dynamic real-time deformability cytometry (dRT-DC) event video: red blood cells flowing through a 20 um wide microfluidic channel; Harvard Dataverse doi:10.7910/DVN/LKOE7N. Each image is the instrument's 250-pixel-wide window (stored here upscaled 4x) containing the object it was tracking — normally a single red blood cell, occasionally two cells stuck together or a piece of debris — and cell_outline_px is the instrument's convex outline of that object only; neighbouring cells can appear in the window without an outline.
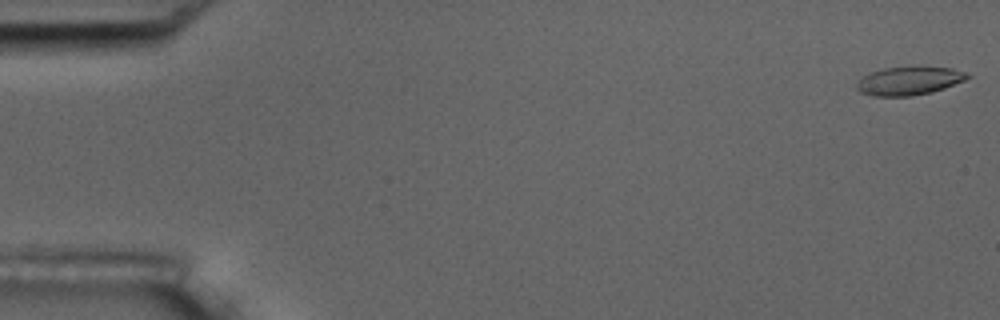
{"species": "common noctule bat (a hibernating species)", "species_latin": "Nyctalus noctula", "temperature_condition": "room temperature", "stored_images_in_passage": 6, "camera_frame_rate_fps": 3000, "um_per_image_px": 0.085, "animal": {"sex": "male", "body_mass_g": 17.5, "forearm_length_mm": 52.3}, "frame": {"image": 1, "passage_image": 1, "time_ms": 0.0, "image_size_px": [1000, 320], "cell_outline_px": [[972, 76], [964, 80], [944, 88], [932, 92], [912, 96], [872, 96], [860, 92], [856, 88], [856, 84], [868, 72], [884, 68], [916, 64], [920, 64], [952, 68], [968, 72]], "centroid_in_image_um": [77.3, 6.82], "position_along_channel_um": 7.7, "area_um2": 19.07}}
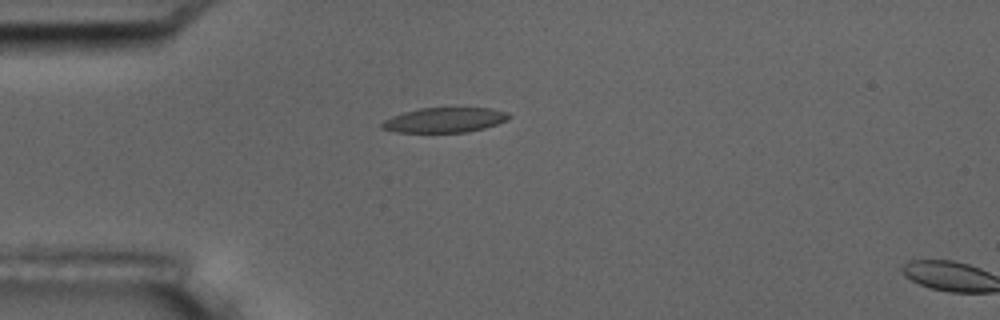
{"frame": {"image": 2, "passage_image": 5, "time_ms": 4.667, "image_size_px": [1000, 320], "cell_outline_px": [[512, 116], [508, 120], [484, 128], [468, 132], [396, 132], [380, 128], [380, 124], [384, 120], [392, 116], [404, 112], [420, 108], [492, 108], [508, 112]], "centroid_in_image_um": [37.81, 10.2], "position_along_channel_um": 47.2, "area_um2": 18.5}}